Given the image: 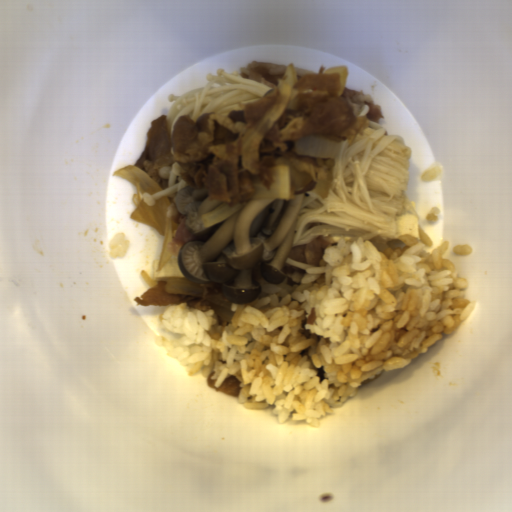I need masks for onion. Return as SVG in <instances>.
<instances>
[{"instance_id": "2", "label": "onion", "mask_w": 512, "mask_h": 512, "mask_svg": "<svg viewBox=\"0 0 512 512\" xmlns=\"http://www.w3.org/2000/svg\"><path fill=\"white\" fill-rule=\"evenodd\" d=\"M299 81L296 65L291 61L278 82L276 96L265 114L244 134L241 139V167L249 173L261 174V161L258 152L263 137L282 115L292 92V84Z\"/></svg>"}, {"instance_id": "3", "label": "onion", "mask_w": 512, "mask_h": 512, "mask_svg": "<svg viewBox=\"0 0 512 512\" xmlns=\"http://www.w3.org/2000/svg\"><path fill=\"white\" fill-rule=\"evenodd\" d=\"M139 274L149 288L167 282L164 287L171 295L201 296V305L213 308L219 320L232 324L236 311L232 310V302L224 296L219 283H199L185 277H150L143 270Z\"/></svg>"}, {"instance_id": "1", "label": "onion", "mask_w": 512, "mask_h": 512, "mask_svg": "<svg viewBox=\"0 0 512 512\" xmlns=\"http://www.w3.org/2000/svg\"><path fill=\"white\" fill-rule=\"evenodd\" d=\"M134 165L135 164L132 163L122 166L114 171L112 177H122L136 187L137 194H134L131 197L136 208L132 212L130 218L153 226L158 233L163 235L160 259L156 270L157 272L163 268L173 256L169 250V242L173 241L176 236L177 228L180 223V212L172 216H168V207L171 205V201L167 194L155 199L154 205H148L143 201L144 193L153 195L163 190L158 181L151 177L147 172Z\"/></svg>"}]
</instances>
